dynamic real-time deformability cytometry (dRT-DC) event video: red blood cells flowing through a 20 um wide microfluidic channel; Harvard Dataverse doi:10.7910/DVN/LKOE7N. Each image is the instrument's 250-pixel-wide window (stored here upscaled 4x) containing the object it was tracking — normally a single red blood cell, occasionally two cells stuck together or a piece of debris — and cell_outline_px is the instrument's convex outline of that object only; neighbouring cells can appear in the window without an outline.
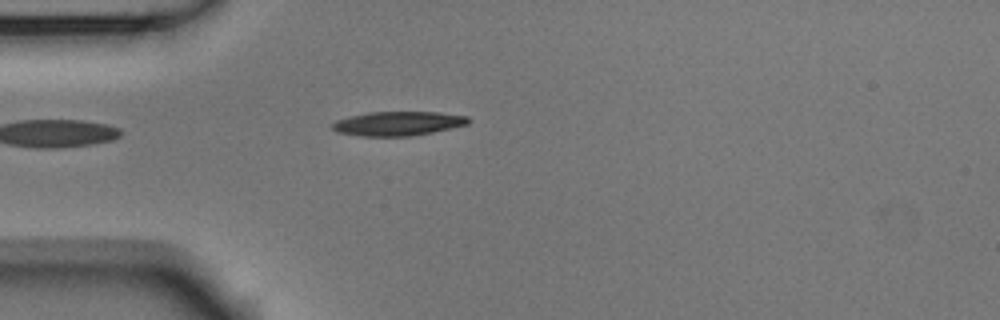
{"species": "Egyptian fruit bat (a non-hibernating species)", "species_latin": "Rousettus aegyptiacus", "temperature_condition": "room temperature", "stored_images_in_passage": 5, "segment_of_instrument_passage": [2, 2], "camera_frame_rate_fps": 3000, "um_per_image_px": 0.085, "animal": {"sex": "male"}, "frame": {"image": 1, "passage_image": 5, "time_ms": 1.333, "image_size_px": [1000, 320], "cell_outline_px": [[472, 120], [468, 124], [452, 128], [412, 136], [360, 136], [336, 132], [332, 128], [332, 124], [336, 120], [368, 112], [436, 112], [468, 116]], "centroid_in_image_um": [33.85, 10.5], "position_along_channel_um": 51.1, "area_um2": 19.19}}